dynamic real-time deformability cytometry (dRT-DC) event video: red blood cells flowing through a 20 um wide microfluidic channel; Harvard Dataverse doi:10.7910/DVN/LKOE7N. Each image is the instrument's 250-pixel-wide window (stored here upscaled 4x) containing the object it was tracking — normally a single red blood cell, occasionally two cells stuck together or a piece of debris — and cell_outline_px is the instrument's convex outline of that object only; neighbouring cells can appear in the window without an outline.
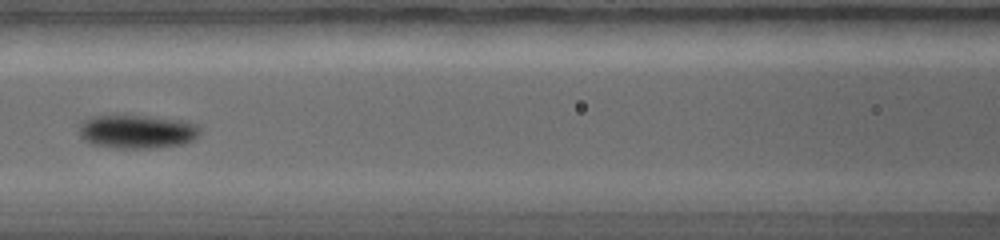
{"species": "common noctule bat (a hibernating species)", "species_latin": "Nyctalus noctula", "temperature_condition": "warm", "stored_images_in_passage": 15, "camera_frame_rate_fps": 5000, "um_per_image_px": 0.085, "animal": {"sex": "female", "body_mass_g": 19.0, "forearm_length_mm": 56.7}, "frame": {"image": 1, "passage_image": 6, "time_ms": 4.0, "image_size_px": [1000, 240], "cell_outline_px": [[200, 132], [192, 140], [184, 144], [152, 148], [116, 148], [92, 144], [84, 140], [80, 136], [80, 124], [88, 116], [148, 116], [180, 120], [196, 124], [200, 128]], "centroid_in_image_um": [11.64, 11.19], "position_along_channel_um": 155.0, "area_um2": 23.58}}
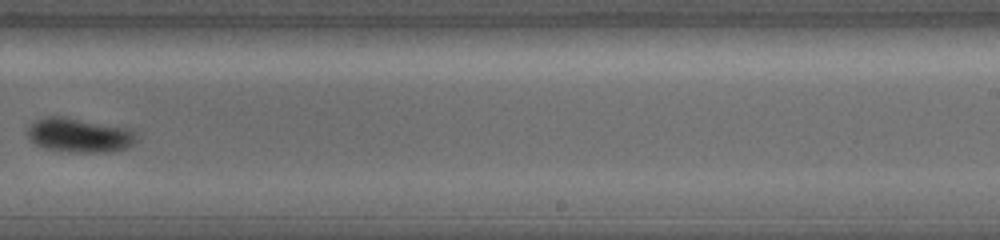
{"frame": {"image": 2, "passage_image": 9, "time_ms": 6.6, "image_size_px": [1000, 240], "cell_outline_px": [[140, 136], [128, 148], [112, 152], [72, 152], [44, 148], [36, 144], [28, 136], [28, 128], [36, 120], [44, 116], [64, 116], [132, 128]], "centroid_in_image_um": [6.82, 11.48], "position_along_channel_um": 282.2, "area_um2": 22.14}}
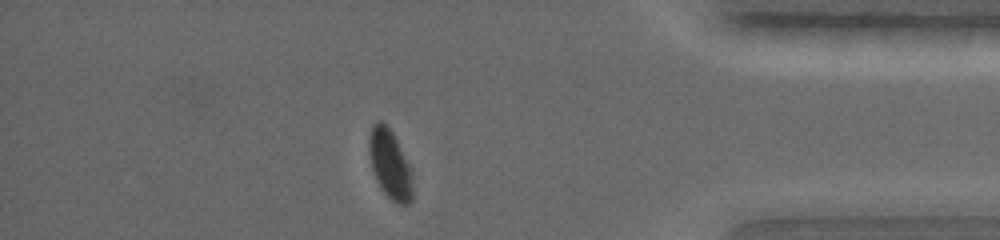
{"frame": {"image": 3, "passage_image": 14, "time_ms": 9.6, "image_size_px": [1000, 240], "cell_outline_px": [[412, 200], [408, 204], [400, 204], [392, 200], [380, 188], [372, 168], [368, 148], [368, 140], [372, 124], [376, 120], [380, 120], [392, 132], [412, 172]], "centroid_in_image_um": [33.13, 13.96], "position_along_channel_um": 402.1, "area_um2": 17.28}}